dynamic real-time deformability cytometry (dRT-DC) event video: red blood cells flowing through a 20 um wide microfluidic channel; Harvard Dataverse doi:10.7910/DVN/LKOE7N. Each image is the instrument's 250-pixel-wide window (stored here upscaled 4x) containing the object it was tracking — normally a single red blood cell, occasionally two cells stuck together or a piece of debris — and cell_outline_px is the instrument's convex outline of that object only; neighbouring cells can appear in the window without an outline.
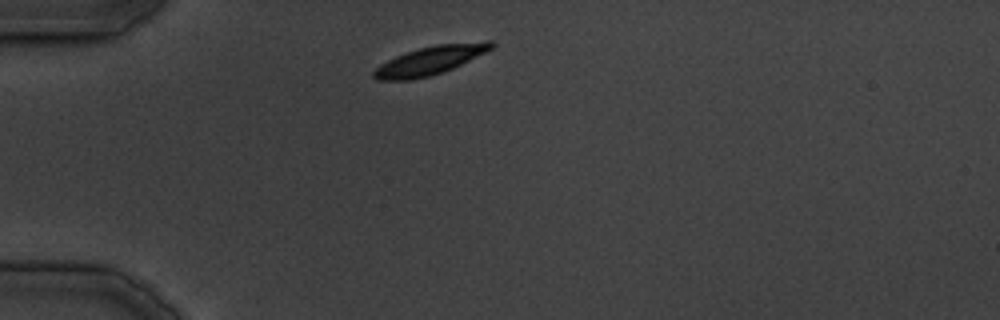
{"species": "common noctule bat (a hibernating species)", "species_latin": "Nyctalus noctula", "temperature_condition": "cold", "stored_images_in_passage": 7, "camera_frame_rate_fps": 3000, "um_per_image_px": 0.085, "animal": {"sex": "male", "body_mass_g": 19.5, "forearm_length_mm": 54.6}, "frame": {"image": 1, "passage_image": 1, "time_ms": 0.0, "image_size_px": [1000, 320], "cell_outline_px": [[496, 44], [492, 48], [452, 68], [428, 76], [412, 80], [376, 80], [372, 76], [372, 72], [380, 64], [396, 56], [420, 48], [436, 44], [484, 40], [492, 40]], "centroid_in_image_um": [36.55, 5.12], "position_along_channel_um": 48.4, "area_um2": 19.36}}